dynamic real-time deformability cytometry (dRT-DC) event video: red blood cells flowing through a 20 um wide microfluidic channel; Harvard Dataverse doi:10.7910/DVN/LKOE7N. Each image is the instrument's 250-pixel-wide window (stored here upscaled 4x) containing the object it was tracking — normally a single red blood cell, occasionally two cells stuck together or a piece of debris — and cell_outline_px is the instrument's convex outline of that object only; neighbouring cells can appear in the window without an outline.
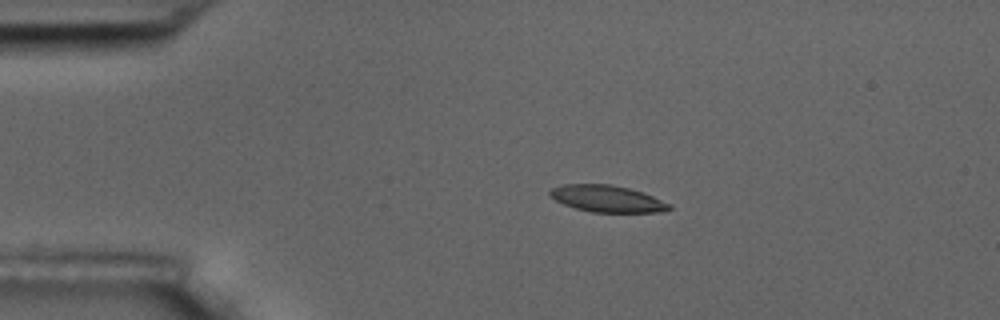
{"species": "common noctule bat (a hibernating species)", "species_latin": "Nyctalus noctula", "temperature_condition": "room temperature", "stored_images_in_passage": 10, "camera_frame_rate_fps": 3000, "um_per_image_px": 0.085, "animal": {"sex": "male", "body_mass_g": 17.5, "forearm_length_mm": 52.3}, "frame": {"image": 1, "passage_image": 4, "time_ms": 3.667, "image_size_px": [1000, 320], "cell_outline_px": [[672, 208], [660, 212], [592, 212], [576, 208], [564, 204], [556, 200], [548, 192], [552, 188], [564, 184], [608, 184], [628, 188], [652, 196], [672, 204]], "centroid_in_image_um": [51.62, 16.89], "position_along_channel_um": 33.4, "area_um2": 18.32}}
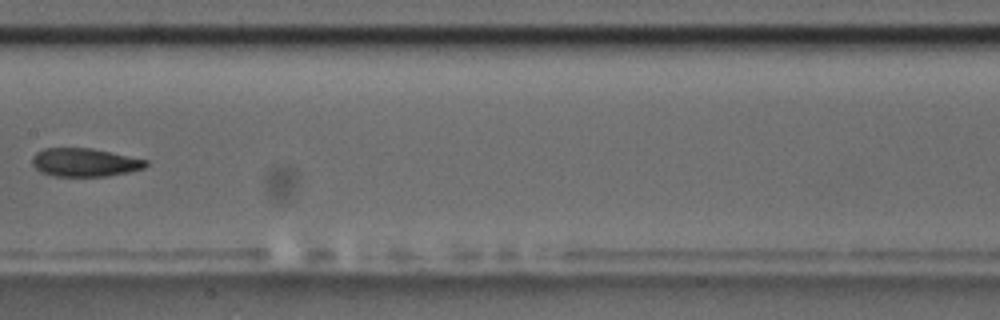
{"frame": {"image": 2, "passage_image": 9, "time_ms": 9.667, "image_size_px": [1000, 320], "cell_outline_px": [[148, 164], [144, 168], [128, 172], [108, 176], [56, 176], [40, 172], [32, 164], [32, 156], [36, 152], [44, 148], [92, 148], [112, 152], [148, 160]], "centroid_in_image_um": [7.2, 13.8], "position_along_channel_um": 200.2, "area_um2": 18.84}}
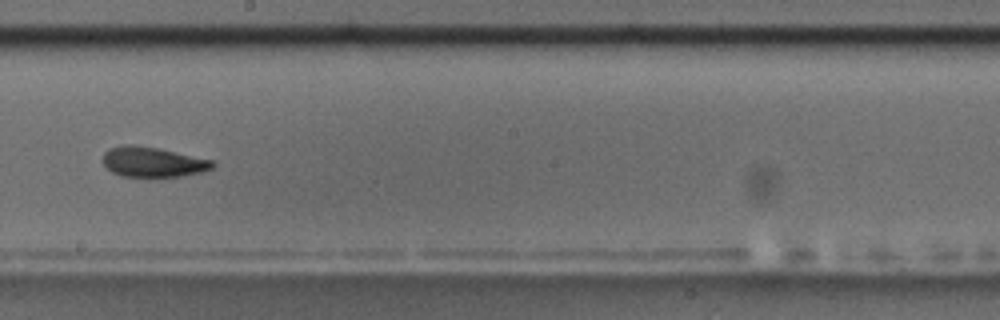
{"frame": {"image": 3, "passage_image": 10, "time_ms": 10.667, "image_size_px": [1000, 320], "cell_outline_px": [[216, 164], [212, 168], [204, 172], [180, 176], [120, 176], [112, 172], [104, 164], [104, 152], [108, 148], [124, 144], [132, 144], [156, 148], [216, 160]], "centroid_in_image_um": [13.03, 13.76], "position_along_channel_um": 235.2, "area_um2": 19.25}}